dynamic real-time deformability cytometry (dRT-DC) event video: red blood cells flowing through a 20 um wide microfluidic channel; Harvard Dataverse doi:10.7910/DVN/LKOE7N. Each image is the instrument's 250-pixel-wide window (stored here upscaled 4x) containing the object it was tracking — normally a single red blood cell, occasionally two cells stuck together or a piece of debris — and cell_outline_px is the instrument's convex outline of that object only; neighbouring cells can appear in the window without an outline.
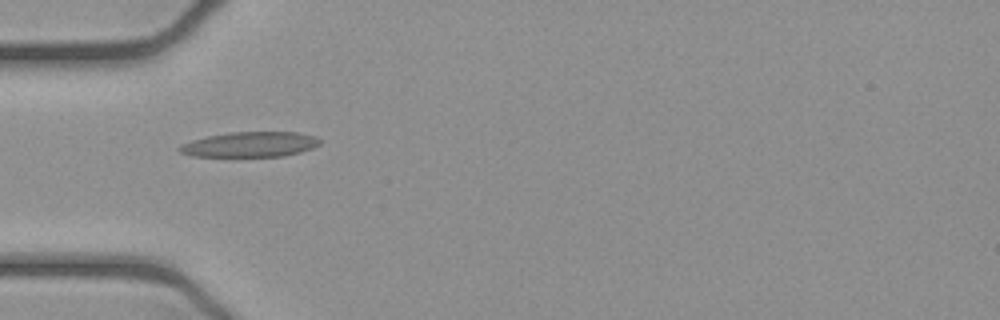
{"species": "common noctule bat (a hibernating species)", "species_latin": "Nyctalus noctula", "temperature_condition": "cold", "stored_images_in_passage": 37, "camera_frame_rate_fps": 3000, "um_per_image_px": 0.085, "animal": {"sex": "female", "body_mass_g": 21.9}, "frame": {"image": 1, "passage_image": 1, "time_ms": 0.0, "image_size_px": [1000, 320], "cell_outline_px": [[320, 144], [312, 148], [300, 152], [284, 156], [192, 156], [180, 152], [176, 148], [180, 144], [192, 140], [208, 136], [228, 132], [296, 132], [316, 136], [320, 140]], "centroid_in_image_um": [21.24, 12.27], "position_along_channel_um": 63.8, "area_um2": 20.58}}
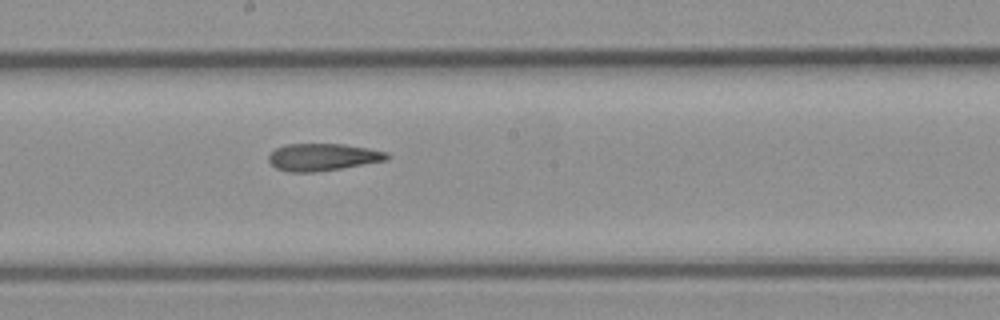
{"frame": {"image": 2, "passage_image": 13, "time_ms": 4.0, "image_size_px": [1000, 320], "cell_outline_px": [[392, 156], [388, 160], [340, 168], [312, 172], [288, 172], [276, 168], [268, 160], [268, 156], [276, 148], [288, 144], [344, 144], [368, 148], [388, 152]], "centroid_in_image_um": [27.47, 13.35], "position_along_channel_um": 220.7, "area_um2": 18.73}}
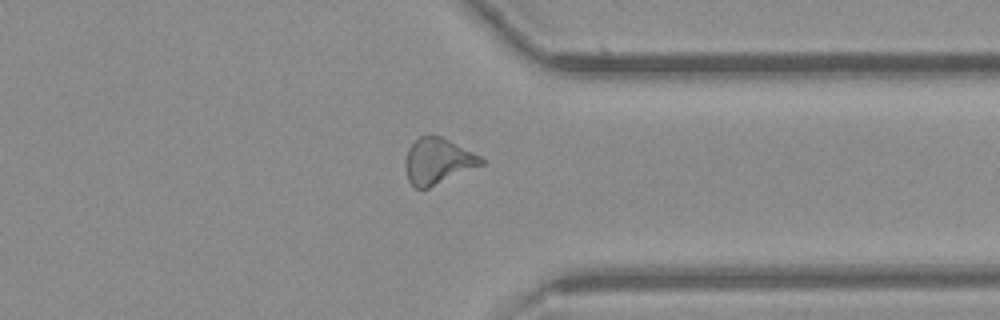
{"frame": {"image": 3, "passage_image": 25, "time_ms": 8.0, "image_size_px": [1000, 320], "cell_outline_px": [[484, 164], [428, 188], [416, 188], [408, 180], [404, 164], [408, 148], [420, 136], [440, 136], [480, 156], [484, 160]], "centroid_in_image_um": [37.19, 13.71], "position_along_channel_um": 374.2, "area_um2": 19.88}, "authors_computed_cell_mechanics": {"area_um2": 19.4786, "velocity_mm_per_s": 3.9186, "shape_relaxation_time_tau1_ms": null, "shape_relaxation_time_tau2_ms": 4.9823, "deformation_change_tau1": null, "deformation_change_tau2": 0.1732}}